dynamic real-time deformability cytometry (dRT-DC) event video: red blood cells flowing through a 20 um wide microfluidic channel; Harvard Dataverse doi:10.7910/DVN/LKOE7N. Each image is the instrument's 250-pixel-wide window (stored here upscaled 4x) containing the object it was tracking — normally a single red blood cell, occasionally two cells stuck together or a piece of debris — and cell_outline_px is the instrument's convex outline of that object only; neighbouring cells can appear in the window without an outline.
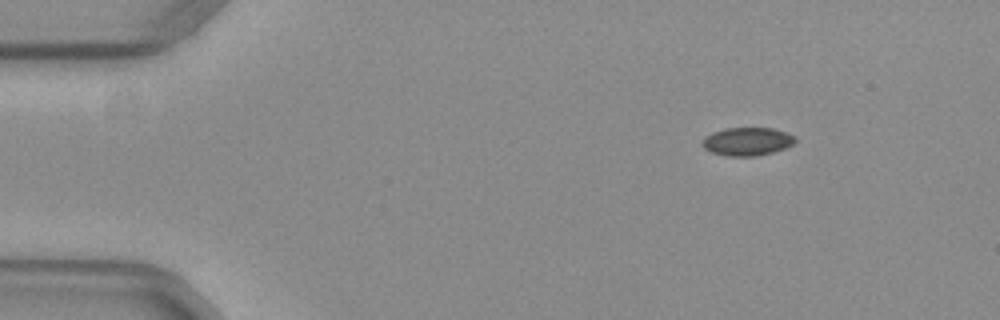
{"species": "common noctule bat (a hibernating species)", "species_latin": "Nyctalus noctula", "temperature_condition": "warm", "stored_images_in_passage": 9, "camera_frame_rate_fps": 3000, "um_per_image_px": 0.085, "animal": {"sex": "female", "body_mass_g": 29.2, "forearm_length_mm": 56.3}, "frame": {"image": 1, "passage_image": 1, "time_ms": 0.0, "image_size_px": [1000, 320], "cell_outline_px": [[796, 140], [792, 144], [784, 148], [772, 152], [756, 156], [728, 156], [712, 152], [704, 148], [700, 144], [712, 132], [724, 128], [772, 128], [796, 136]], "centroid_in_image_um": [63.51, 12.02], "position_along_channel_um": 21.5, "area_um2": 15.09}}